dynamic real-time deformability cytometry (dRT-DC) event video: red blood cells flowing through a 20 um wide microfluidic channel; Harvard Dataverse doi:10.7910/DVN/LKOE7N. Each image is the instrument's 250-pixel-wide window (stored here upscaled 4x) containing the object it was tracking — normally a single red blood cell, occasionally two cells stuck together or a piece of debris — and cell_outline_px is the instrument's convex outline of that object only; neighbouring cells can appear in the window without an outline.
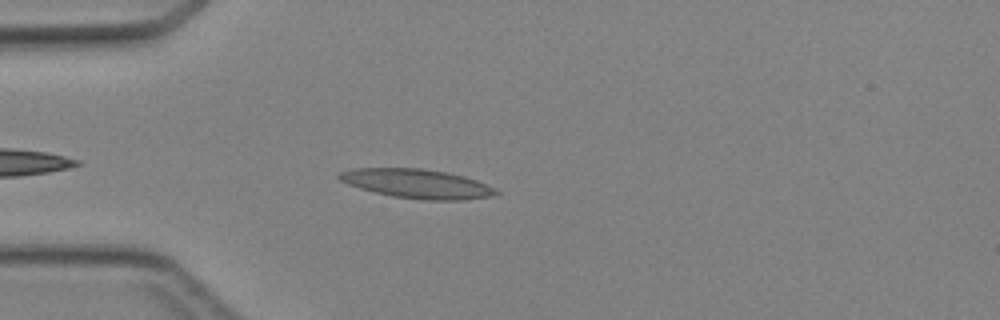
{"species": "Egyptian fruit bat (a non-hibernating species)", "species_latin": "Rousettus aegyptiacus", "temperature_condition": "cold", "stored_images_in_passage": 35, "camera_frame_rate_fps": 3000, "um_per_image_px": 0.085, "animal": {"sex": "female"}, "frame": {"image": 1, "passage_image": 4, "time_ms": 1.0, "image_size_px": [1000, 320], "cell_outline_px": [[500, 192], [492, 196], [464, 200], [424, 200], [392, 196], [360, 188], [348, 184], [340, 180], [336, 176], [340, 172], [352, 168], [420, 168], [448, 172], [464, 176], [476, 180]], "centroid_in_image_um": [35.42, 15.61], "position_along_channel_um": 49.6, "area_um2": 26.53}}
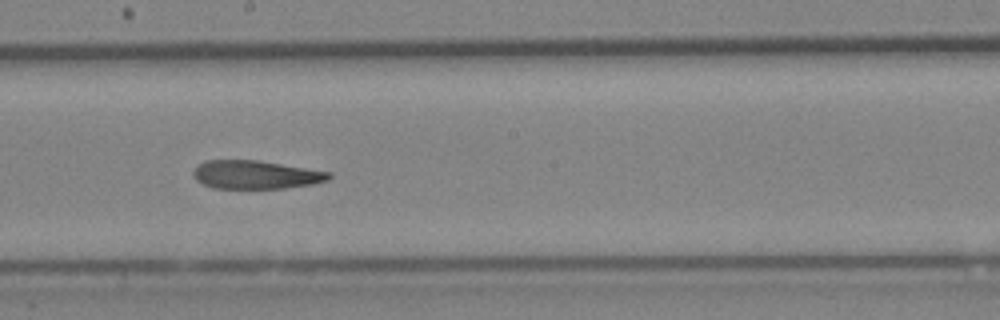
{"frame": {"image": 2, "passage_image": 17, "time_ms": 5.333, "image_size_px": [1000, 320], "cell_outline_px": [[332, 176], [328, 180], [312, 184], [284, 188], [212, 188], [196, 180], [192, 176], [192, 172], [204, 160], [256, 160], [332, 172]], "centroid_in_image_um": [21.73, 14.85], "position_along_channel_um": 226.5, "area_um2": 22.37}}
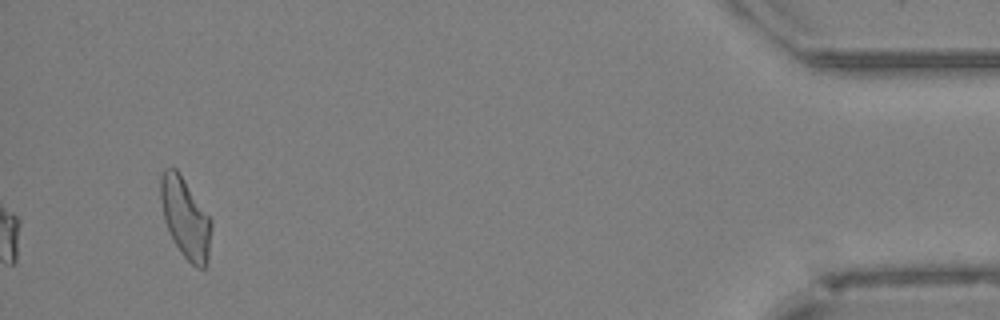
{"frame": {"image": 3, "passage_image": 35, "time_ms": 11.333, "image_size_px": [1000, 320], "cell_outline_px": [[212, 224], [208, 256], [204, 268], [196, 268], [180, 252], [164, 220], [160, 200], [160, 176], [164, 168], [176, 168], [212, 220]], "centroid_in_image_um": [15.75, 18.51], "position_along_channel_um": 419.5, "area_um2": 23.41}}